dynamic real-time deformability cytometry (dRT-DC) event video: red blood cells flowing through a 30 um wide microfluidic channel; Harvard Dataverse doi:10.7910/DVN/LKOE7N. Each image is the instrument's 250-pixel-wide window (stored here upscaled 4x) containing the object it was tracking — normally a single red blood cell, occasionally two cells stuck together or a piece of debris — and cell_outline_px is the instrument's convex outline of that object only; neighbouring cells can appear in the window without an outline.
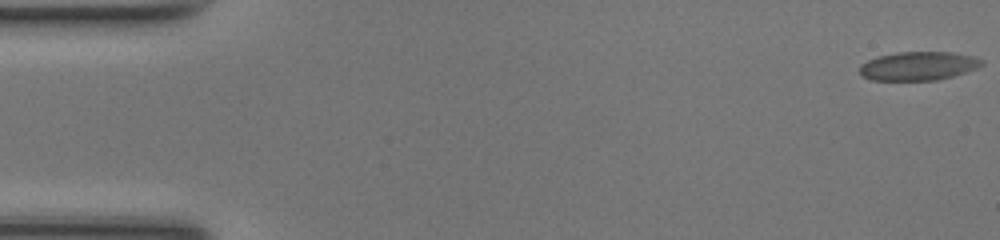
{"species": "common noctule bat (a hibernating species)", "species_latin": "Nyctalus noctula", "temperature_condition": "room temperature", "stored_images_in_passage": 7, "camera_frame_rate_fps": 3000, "um_per_image_px": 0.085, "animal": {"sex": "female", "body_mass_g": 17.0, "forearm_length_mm": 48.0}, "frame": {"image": 1, "passage_image": 1, "time_ms": 0.0, "image_size_px": [1000, 240], "cell_outline_px": [[984, 64], [976, 68], [952, 76], [936, 80], [872, 80], [860, 76], [860, 64], [868, 60], [880, 56], [896, 52], [952, 52], [976, 56], [984, 60]], "centroid_in_image_um": [78.07, 5.6], "position_along_channel_um": 6.9, "area_um2": 20.46}}